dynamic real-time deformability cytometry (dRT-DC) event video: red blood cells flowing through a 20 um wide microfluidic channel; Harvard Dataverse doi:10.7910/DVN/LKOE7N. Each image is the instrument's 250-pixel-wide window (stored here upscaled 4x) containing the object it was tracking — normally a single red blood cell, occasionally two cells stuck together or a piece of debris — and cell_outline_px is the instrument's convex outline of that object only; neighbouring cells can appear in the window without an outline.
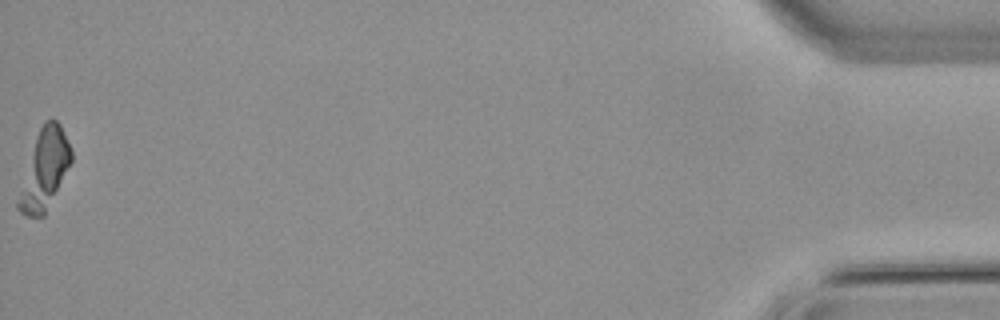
{"species": "common noctule bat (a hibernating species)", "species_latin": "Nyctalus noctula", "temperature_condition": "warm", "stored_images_in_passage": 56, "camera_frame_rate_fps": 3000, "um_per_image_px": 0.085, "animal": {"sex": "male", "body_mass_g": 21.5, "forearm_length_mm": 52.0}, "frame": {"image": 1, "passage_image": 56, "time_ms": 18.333, "image_size_px": [1000, 320], "cell_outline_px": [[72, 160], [44, 216], [28, 216], [20, 212], [16, 208], [16, 204], [36, 136], [44, 120], [56, 120], [60, 124], [72, 152]], "centroid_in_image_um": [3.79, 14.42], "position_along_channel_um": 431.4, "area_um2": 23.58}}